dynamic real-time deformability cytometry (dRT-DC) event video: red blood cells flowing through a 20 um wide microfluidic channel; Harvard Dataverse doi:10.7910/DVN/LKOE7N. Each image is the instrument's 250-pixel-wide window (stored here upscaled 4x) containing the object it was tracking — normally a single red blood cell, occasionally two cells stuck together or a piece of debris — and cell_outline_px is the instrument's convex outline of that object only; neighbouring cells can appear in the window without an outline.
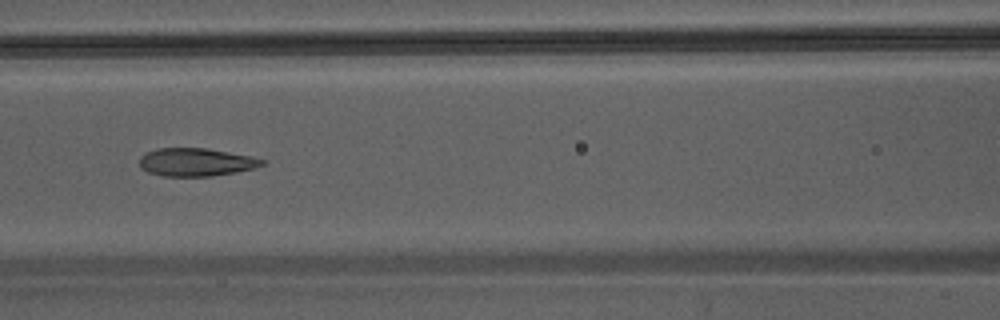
{"species": "Egyptian fruit bat (a non-hibernating species)", "species_latin": "Rousettus aegyptiacus", "temperature_condition": "warm", "stored_images_in_passage": 5, "camera_frame_rate_fps": 3000, "um_per_image_px": 0.085, "animal": {"sex": "male"}, "frame": {"image": 1, "passage_image": 5, "time_ms": 1.333, "image_size_px": [1000, 320], "cell_outline_px": [[268, 160], [264, 164], [256, 168], [236, 172], [212, 176], [160, 176], [148, 172], [140, 168], [140, 156], [148, 152], [160, 148], [208, 148], [252, 156]], "centroid_in_image_um": [16.71, 13.78], "position_along_channel_um": 149.9, "area_um2": 20.23}}